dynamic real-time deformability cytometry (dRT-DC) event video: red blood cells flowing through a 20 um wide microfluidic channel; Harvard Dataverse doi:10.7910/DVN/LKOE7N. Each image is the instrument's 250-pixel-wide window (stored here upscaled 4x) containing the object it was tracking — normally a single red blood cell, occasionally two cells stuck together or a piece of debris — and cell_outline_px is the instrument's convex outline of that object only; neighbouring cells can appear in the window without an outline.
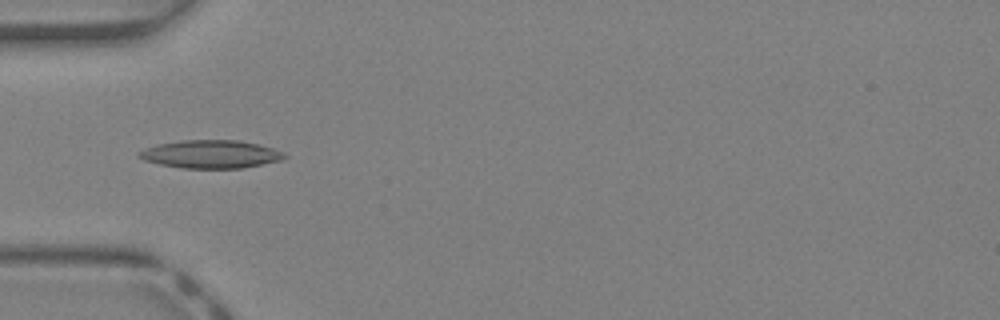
{"species": "Egyptian fruit bat (a non-hibernating species)", "species_latin": "Rousettus aegyptiacus", "temperature_condition": "warm", "stored_images_in_passage": 26, "camera_frame_rate_fps": 3000, "um_per_image_px": 0.085, "animal": {"sex": "female"}, "frame": {"image": 1, "passage_image": 4, "time_ms": 1.0, "image_size_px": [1000, 320], "cell_outline_px": [[288, 156], [284, 160], [240, 168], [184, 168], [160, 164], [144, 160], [136, 156], [136, 152], [156, 144], [184, 140], [236, 140], [260, 144], [284, 152]], "centroid_in_image_um": [17.92, 13.1], "position_along_channel_um": 67.1, "area_um2": 23.87}}
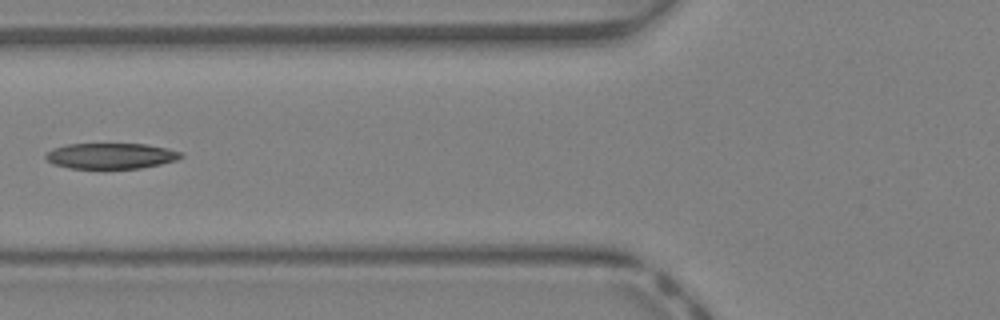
{"frame": {"image": 2, "passage_image": 7, "time_ms": 2.0, "image_size_px": [1000, 320], "cell_outline_px": [[184, 156], [176, 160], [160, 164], [140, 168], [68, 168], [52, 164], [44, 156], [52, 148], [68, 144], [148, 144], [168, 148], [184, 152]], "centroid_in_image_um": [9.45, 13.24], "position_along_channel_um": 116.3, "area_um2": 20.35}}